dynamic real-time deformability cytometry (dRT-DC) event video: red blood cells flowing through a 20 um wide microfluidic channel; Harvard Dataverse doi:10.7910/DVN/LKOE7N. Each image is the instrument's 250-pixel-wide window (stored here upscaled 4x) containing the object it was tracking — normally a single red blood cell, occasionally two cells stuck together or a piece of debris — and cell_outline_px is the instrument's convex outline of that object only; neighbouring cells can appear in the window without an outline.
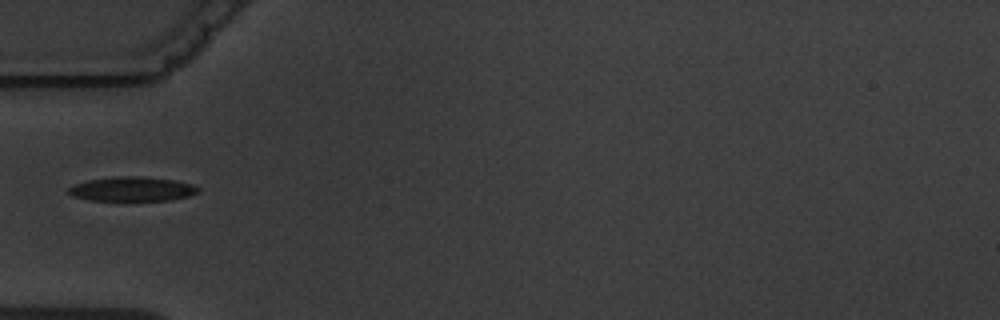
{"species": "common noctule bat (a hibernating species)", "species_latin": "Nyctalus noctula", "temperature_condition": "warm", "stored_images_in_passage": 5, "camera_frame_rate_fps": 3000, "um_per_image_px": 0.085, "animal": {"sex": "male", "body_mass_g": 19.5, "forearm_length_mm": 54.6}, "frame": {"image": 1, "passage_image": 5, "time_ms": 5.333, "image_size_px": [1000, 320], "cell_outline_px": [[200, 192], [188, 196], [168, 200], [92, 200], [72, 196], [68, 192], [68, 188], [72, 184], [88, 180], [112, 176], [144, 176], [176, 180], [192, 184], [200, 188]], "centroid_in_image_um": [11.23, 16.05], "position_along_channel_um": 73.8, "area_um2": 18.55}}